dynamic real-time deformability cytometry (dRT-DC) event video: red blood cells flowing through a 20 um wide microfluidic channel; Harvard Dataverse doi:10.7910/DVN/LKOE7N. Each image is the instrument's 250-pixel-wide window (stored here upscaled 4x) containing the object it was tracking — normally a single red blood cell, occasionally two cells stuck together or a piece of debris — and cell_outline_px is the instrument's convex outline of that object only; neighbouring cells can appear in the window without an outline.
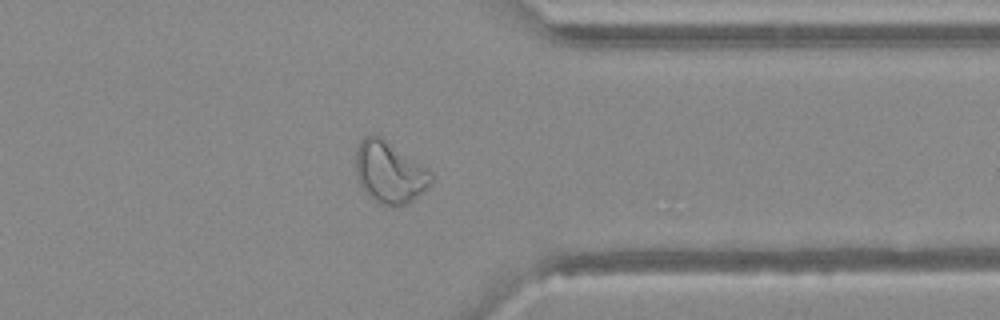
{"species": "Egyptian fruit bat (a non-hibernating species)", "species_latin": "Rousettus aegyptiacus", "temperature_condition": "warm", "stored_images_in_passage": 49, "camera_frame_rate_fps": 3000, "um_per_image_px": 0.085, "animal": {"sex": "female"}, "frame": {"image": 1, "passage_image": 39, "time_ms": 12.667, "image_size_px": [1000, 320], "cell_outline_px": [[432, 184], [408, 204], [400, 208], [392, 208], [380, 204], [368, 196], [364, 192], [356, 176], [356, 148], [360, 140], [364, 136], [380, 136], [432, 172]], "centroid_in_image_um": [33.1, 14.71], "position_along_channel_um": 378.3, "area_um2": 27.28}}
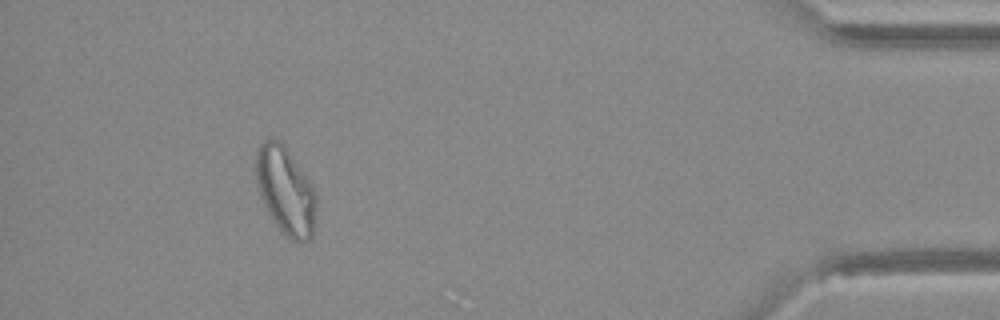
{"frame": {"image": 2, "passage_image": 45, "time_ms": 14.667, "image_size_px": [1000, 320], "cell_outline_px": [[316, 204], [312, 236], [308, 240], [292, 240], [284, 236], [272, 220], [260, 196], [256, 184], [256, 152], [260, 144], [264, 140], [272, 136], [280, 140], [312, 188], [316, 196]], "centroid_in_image_um": [24.22, 16.21], "position_along_channel_um": 411.0, "area_um2": 30.23}}